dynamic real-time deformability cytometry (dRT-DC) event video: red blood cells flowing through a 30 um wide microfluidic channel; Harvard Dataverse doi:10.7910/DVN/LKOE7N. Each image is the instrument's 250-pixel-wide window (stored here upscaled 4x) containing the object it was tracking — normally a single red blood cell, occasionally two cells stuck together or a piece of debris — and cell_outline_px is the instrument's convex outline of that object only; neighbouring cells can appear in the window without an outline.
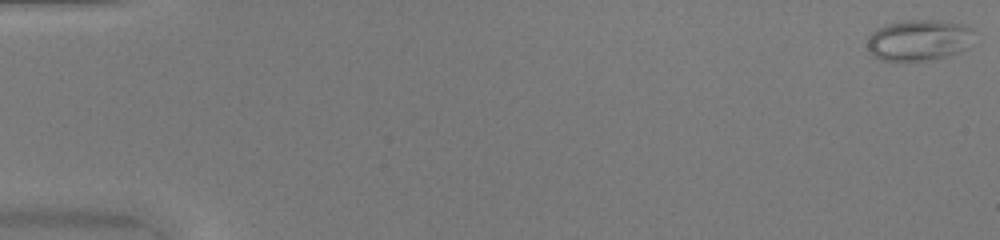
{"species": "common noctule bat (a hibernating species)", "species_latin": "Nyctalus noctula", "temperature_condition": "warm", "stored_images_in_passage": 50, "camera_frame_rate_fps": 3000, "um_per_image_px": 0.085, "animal": {"sex": "female", "body_mass_g": 20.0, "forearm_length_mm": 54.0}, "frame": {"image": 1, "passage_image": 1, "time_ms": 0.0, "image_size_px": [1000, 240], "cell_outline_px": [[972, 28], [968, 48], [960, 52], [948, 56], [932, 60], [880, 60], [872, 56], [868, 52], [868, 36], [872, 32], [888, 24], [904, 20], [944, 20], [964, 24]], "centroid_in_image_um": [78.1, 3.41], "position_along_channel_um": 6.9, "area_um2": 25.61}}
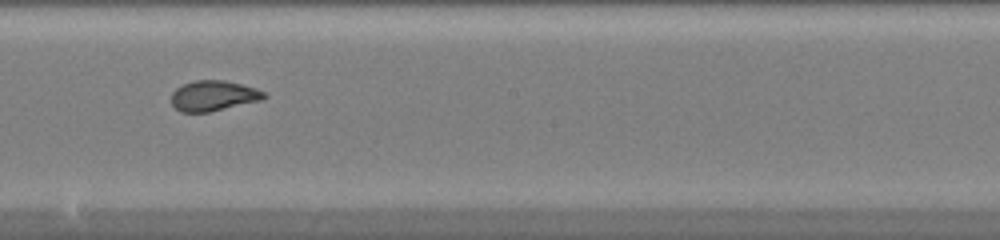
{"frame": {"image": 2, "passage_image": 29, "time_ms": 9.333, "image_size_px": [1000, 240], "cell_outline_px": [[268, 96], [260, 100], [208, 112], [180, 112], [172, 104], [172, 92], [176, 88], [184, 84], [196, 80], [224, 80], [256, 88], [264, 92]], "centroid_in_image_um": [18.13, 8.13], "position_along_channel_um": 230.1, "area_um2": 16.18}}
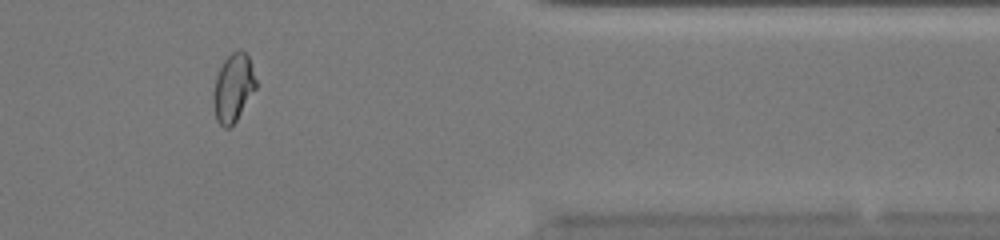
{"frame": {"image": 3, "passage_image": 42, "time_ms": 13.667, "image_size_px": [1000, 240], "cell_outline_px": [[256, 88], [236, 120], [228, 128], [224, 128], [216, 120], [212, 104], [212, 92], [216, 76], [224, 60], [232, 52], [240, 48], [248, 56], [256, 80]], "centroid_in_image_um": [19.79, 7.46], "position_along_channel_um": 391.6, "area_um2": 16.88}}